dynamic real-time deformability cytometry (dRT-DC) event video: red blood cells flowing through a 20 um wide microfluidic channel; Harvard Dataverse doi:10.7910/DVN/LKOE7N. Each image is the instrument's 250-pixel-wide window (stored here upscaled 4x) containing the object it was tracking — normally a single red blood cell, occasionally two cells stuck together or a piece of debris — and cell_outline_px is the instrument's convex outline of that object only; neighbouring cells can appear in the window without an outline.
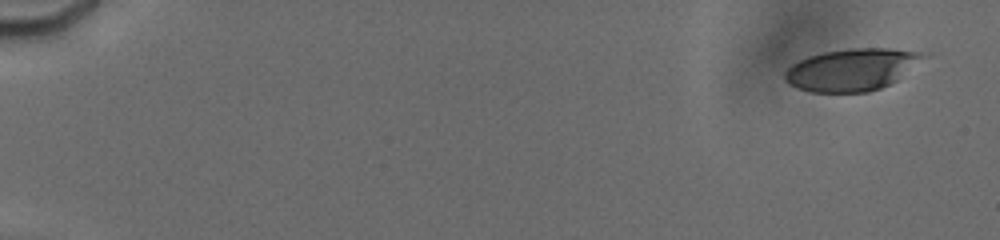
{"species": "human", "species_latin": "Homo sapiens", "temperature_condition": "cold", "stored_images_in_passage": 6, "camera_frame_rate_fps": 3000, "um_per_image_px": 0.085, "donor": {"sex": "male"}, "frame": {"image": 1, "passage_image": 1, "time_ms": 0.0, "image_size_px": [1000, 240], "cell_outline_px": [[928, 56], [896, 80], [880, 88], [868, 92], [812, 92], [796, 88], [788, 84], [784, 80], [784, 72], [792, 64], [808, 56], [824, 52], [852, 48], [888, 48], [920, 52]], "centroid_in_image_um": [72.36, 5.92], "position_along_channel_um": 12.6, "area_um2": 33.81}}